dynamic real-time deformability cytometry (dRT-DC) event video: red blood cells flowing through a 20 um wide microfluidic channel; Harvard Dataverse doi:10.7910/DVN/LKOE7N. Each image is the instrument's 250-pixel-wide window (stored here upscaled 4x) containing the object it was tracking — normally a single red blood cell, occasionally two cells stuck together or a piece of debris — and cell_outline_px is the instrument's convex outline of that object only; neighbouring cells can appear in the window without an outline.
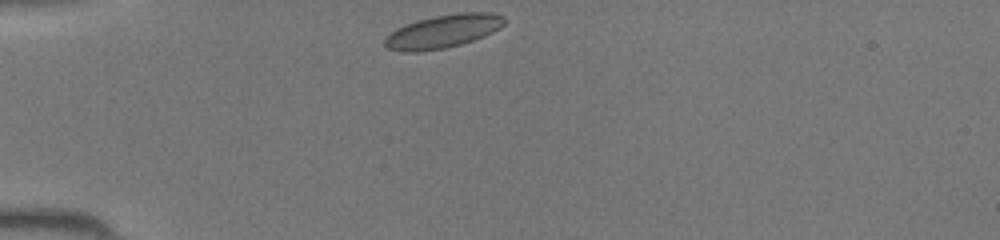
{"species": "common noctule bat (a hibernating species)", "species_latin": "Nyctalus noctula", "temperature_condition": "room temperature", "stored_images_in_passage": 34, "camera_frame_rate_fps": 3000, "um_per_image_px": 0.085, "animal": {"sex": "female", "body_mass_g": 19.5, "forearm_length_mm": 54.1}, "frame": {"image": 1, "passage_image": 1, "time_ms": 0.0, "image_size_px": [1000, 240], "cell_outline_px": [[504, 24], [500, 28], [484, 36], [460, 44], [444, 48], [420, 52], [404, 52], [388, 48], [384, 44], [384, 40], [396, 28], [416, 20], [432, 16], [460, 12], [492, 12], [504, 16]], "centroid_in_image_um": [37.66, 2.65], "position_along_channel_um": 47.3, "area_um2": 23.18}}
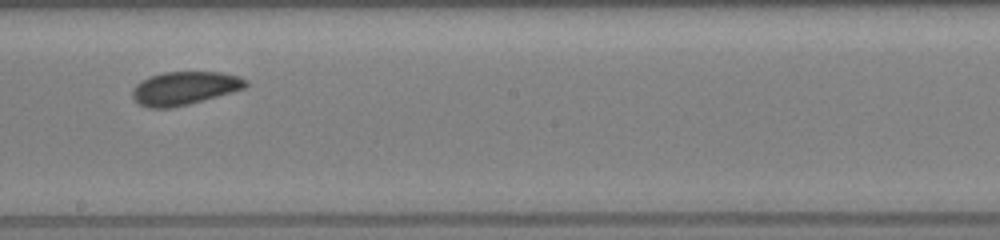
{"frame": {"image": 2, "passage_image": 15, "time_ms": 4.667, "image_size_px": [1000, 240], "cell_outline_px": [[248, 84], [244, 88], [232, 92], [188, 104], [172, 108], [148, 108], [140, 104], [132, 96], [132, 88], [140, 80], [164, 72], [220, 72], [240, 76], [248, 80]], "centroid_in_image_um": [15.68, 7.49], "position_along_channel_um": 232.5, "area_um2": 21.96}}
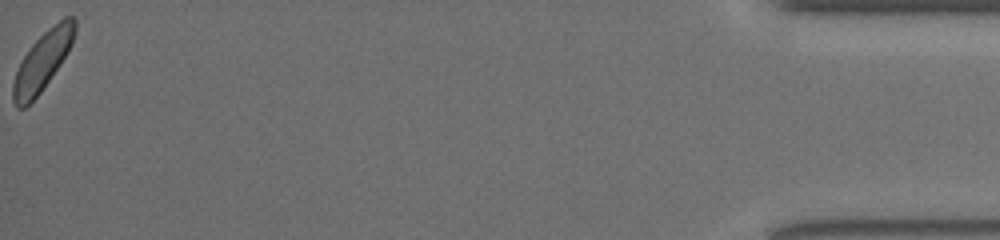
{"frame": {"image": 3, "passage_image": 34, "time_ms": 11.0, "image_size_px": [1000, 240], "cell_outline_px": [[76, 32], [72, 44], [68, 52], [40, 92], [24, 108], [16, 108], [12, 100], [12, 84], [20, 60], [32, 44], [48, 28], [64, 16], [72, 16], [76, 20]], "centroid_in_image_um": [3.61, 5.17], "position_along_channel_um": 431.6, "area_um2": 21.04}}